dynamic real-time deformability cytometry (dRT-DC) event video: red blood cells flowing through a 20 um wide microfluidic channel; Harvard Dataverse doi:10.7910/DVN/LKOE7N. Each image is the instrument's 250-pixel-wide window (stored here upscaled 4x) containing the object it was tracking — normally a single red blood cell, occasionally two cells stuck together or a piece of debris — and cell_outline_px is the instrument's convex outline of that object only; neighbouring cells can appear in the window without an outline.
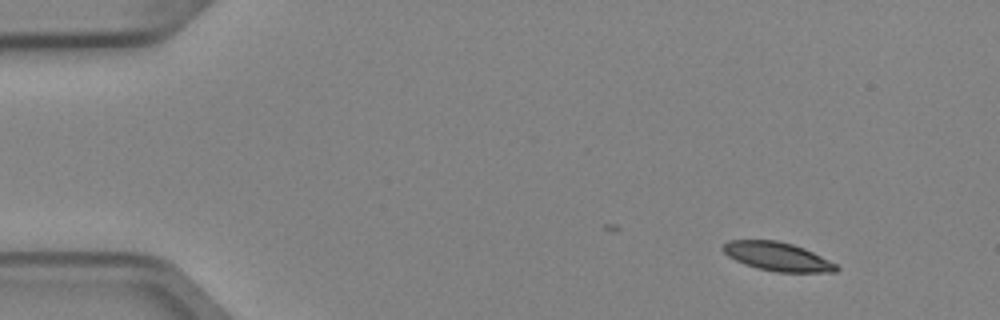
{"species": "Egyptian fruit bat (a non-hibernating species)", "species_latin": "Rousettus aegyptiacus", "temperature_condition": "cold", "stored_images_in_passage": 4, "camera_frame_rate_fps": 3000, "um_per_image_px": 0.085, "animal": {"sex": "female"}, "frame": {"image": 1, "passage_image": 2, "time_ms": 0.333, "image_size_px": [1000, 320], "cell_outline_px": [[840, 268], [836, 272], [776, 272], [756, 268], [744, 264], [728, 256], [720, 248], [728, 240], [776, 240], [792, 244], [804, 248], [836, 264]], "centroid_in_image_um": [66.05, 21.81], "position_along_channel_um": 18.9, "area_um2": 18.9}}